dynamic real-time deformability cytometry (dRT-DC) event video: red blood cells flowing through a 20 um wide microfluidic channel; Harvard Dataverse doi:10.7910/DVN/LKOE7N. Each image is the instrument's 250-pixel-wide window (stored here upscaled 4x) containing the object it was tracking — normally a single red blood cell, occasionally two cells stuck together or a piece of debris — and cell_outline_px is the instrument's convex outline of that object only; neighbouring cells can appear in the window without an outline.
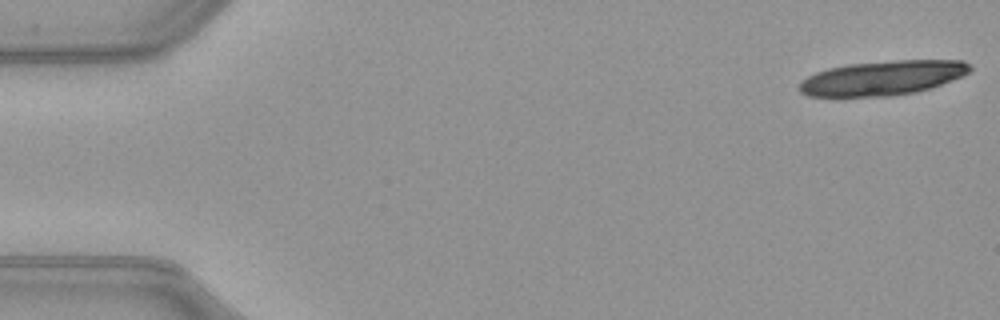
{"species": "common noctule bat (a hibernating species)", "species_latin": "Nyctalus noctula", "temperature_condition": "warm", "stored_images_in_passage": 19, "camera_frame_rate_fps": 3000, "um_per_image_px": 0.085, "animal": {"sex": "female", "body_mass_g": 21.9}, "frame": {"image": 1, "passage_image": 1, "time_ms": 0.0, "image_size_px": [1000, 320], "cell_outline_px": [[972, 68], [964, 76], [932, 88], [916, 92], [892, 96], [808, 96], [800, 92], [796, 88], [808, 76], [816, 72], [828, 68], [848, 64], [896, 60], [964, 60]], "centroid_in_image_um": [75.04, 6.62], "position_along_channel_um": 10.0, "area_um2": 34.45}}